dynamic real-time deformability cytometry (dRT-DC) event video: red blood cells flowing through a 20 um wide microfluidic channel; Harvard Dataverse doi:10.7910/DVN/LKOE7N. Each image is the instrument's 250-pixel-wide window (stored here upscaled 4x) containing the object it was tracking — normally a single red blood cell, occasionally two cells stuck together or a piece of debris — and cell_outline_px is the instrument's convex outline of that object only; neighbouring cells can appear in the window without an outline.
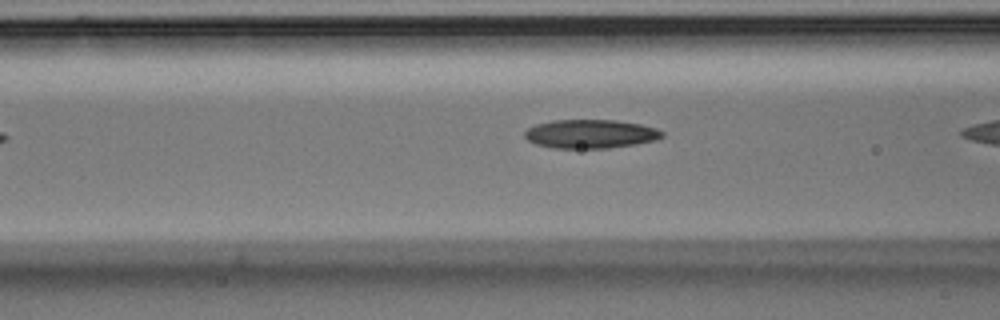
{"species": "Egyptian fruit bat (a non-hibernating species)", "species_latin": "Rousettus aegyptiacus", "temperature_condition": "room temperature", "stored_images_in_passage": 9, "camera_frame_rate_fps": 3000, "um_per_image_px": 0.085, "animal": {"sex": "male"}, "frame": {"image": 1, "passage_image": 8, "time_ms": 2.333, "image_size_px": [1000, 320], "cell_outline_px": [[664, 136], [656, 140], [636, 144], [608, 148], [552, 148], [536, 144], [528, 140], [524, 136], [524, 132], [528, 128], [536, 124], [552, 120], [616, 120], [640, 124], [656, 128], [664, 132]], "centroid_in_image_um": [50.2, 11.38], "position_along_channel_um": 116.4, "area_um2": 23.12}}